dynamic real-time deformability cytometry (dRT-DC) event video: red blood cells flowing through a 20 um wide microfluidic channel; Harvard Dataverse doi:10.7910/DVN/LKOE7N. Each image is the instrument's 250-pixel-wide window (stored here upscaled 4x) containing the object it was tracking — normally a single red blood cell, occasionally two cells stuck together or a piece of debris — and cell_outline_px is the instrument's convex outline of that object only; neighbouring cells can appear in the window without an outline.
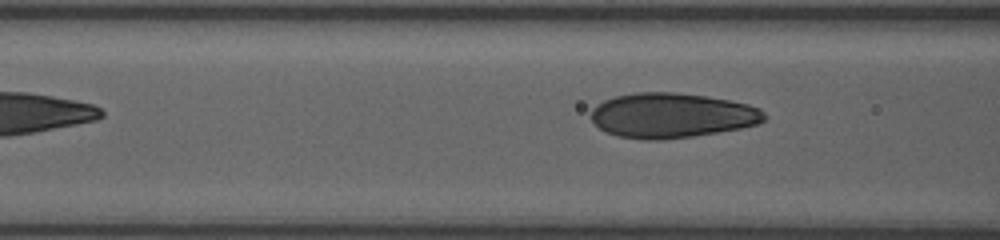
{"species": "human", "species_latin": "Homo sapiens", "temperature_condition": "room temperature", "stored_images_in_passage": 6, "segment_of_instrument_passage": [2, 2], "camera_frame_rate_fps": 3000, "um_per_image_px": 0.085, "donor": {"sex": "female"}, "frame": {"image": 1, "passage_image": 6, "time_ms": 3.333, "image_size_px": [1000, 240], "cell_outline_px": [[768, 116], [764, 120], [756, 124], [740, 128], [692, 136], [660, 140], [644, 140], [616, 136], [604, 132], [592, 120], [592, 108], [596, 104], [604, 100], [616, 96], [636, 92], [676, 92], [704, 96], [728, 100], [748, 104], [760, 108]], "centroid_in_image_um": [57.08, 9.81], "position_along_channel_um": 109.5, "area_um2": 45.32}}